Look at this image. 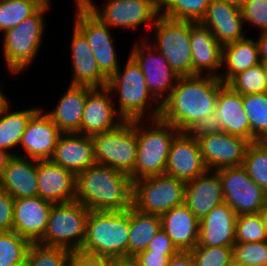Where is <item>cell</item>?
Segmentation results:
<instances>
[{"label":"cell","instance_id":"cell-1","mask_svg":"<svg viewBox=\"0 0 267 266\" xmlns=\"http://www.w3.org/2000/svg\"><path fill=\"white\" fill-rule=\"evenodd\" d=\"M179 77L169 97L161 104L160 119L185 132L195 121L215 113L219 77L205 74Z\"/></svg>","mask_w":267,"mask_h":266},{"label":"cell","instance_id":"cell-2","mask_svg":"<svg viewBox=\"0 0 267 266\" xmlns=\"http://www.w3.org/2000/svg\"><path fill=\"white\" fill-rule=\"evenodd\" d=\"M133 182L125 173L94 164L76 176V197L90 211H124L132 207Z\"/></svg>","mask_w":267,"mask_h":266},{"label":"cell","instance_id":"cell-3","mask_svg":"<svg viewBox=\"0 0 267 266\" xmlns=\"http://www.w3.org/2000/svg\"><path fill=\"white\" fill-rule=\"evenodd\" d=\"M130 208L90 211L80 251L108 258L128 257Z\"/></svg>","mask_w":267,"mask_h":266},{"label":"cell","instance_id":"cell-4","mask_svg":"<svg viewBox=\"0 0 267 266\" xmlns=\"http://www.w3.org/2000/svg\"><path fill=\"white\" fill-rule=\"evenodd\" d=\"M121 72L120 67L108 79L107 88L119 95V109L117 112L124 121L141 120L144 118L150 98L155 101L150 111V119H158L161 114V104L154 98L146 85L145 76L140 65L129 55L126 65ZM150 100V101H149ZM147 107V108H146Z\"/></svg>","mask_w":267,"mask_h":266},{"label":"cell","instance_id":"cell-5","mask_svg":"<svg viewBox=\"0 0 267 266\" xmlns=\"http://www.w3.org/2000/svg\"><path fill=\"white\" fill-rule=\"evenodd\" d=\"M137 120V156L134 166L136 180L164 175L168 155L174 138L180 133L172 125L160 118L153 119L150 128L141 127ZM140 127V128H139Z\"/></svg>","mask_w":267,"mask_h":266},{"label":"cell","instance_id":"cell-6","mask_svg":"<svg viewBox=\"0 0 267 266\" xmlns=\"http://www.w3.org/2000/svg\"><path fill=\"white\" fill-rule=\"evenodd\" d=\"M49 7L47 0L33 15L3 33V55L12 74L22 72L36 57L44 34V13Z\"/></svg>","mask_w":267,"mask_h":266},{"label":"cell","instance_id":"cell-7","mask_svg":"<svg viewBox=\"0 0 267 266\" xmlns=\"http://www.w3.org/2000/svg\"><path fill=\"white\" fill-rule=\"evenodd\" d=\"M97 164L125 173L134 182L137 156V120L125 121L118 128L92 136Z\"/></svg>","mask_w":267,"mask_h":266},{"label":"cell","instance_id":"cell-8","mask_svg":"<svg viewBox=\"0 0 267 266\" xmlns=\"http://www.w3.org/2000/svg\"><path fill=\"white\" fill-rule=\"evenodd\" d=\"M90 210L80 202L53 204L43 237L38 243L78 251L83 245Z\"/></svg>","mask_w":267,"mask_h":266},{"label":"cell","instance_id":"cell-9","mask_svg":"<svg viewBox=\"0 0 267 266\" xmlns=\"http://www.w3.org/2000/svg\"><path fill=\"white\" fill-rule=\"evenodd\" d=\"M192 21L175 20L159 15L155 28L156 43H152L179 76H192L190 25Z\"/></svg>","mask_w":267,"mask_h":266},{"label":"cell","instance_id":"cell-10","mask_svg":"<svg viewBox=\"0 0 267 266\" xmlns=\"http://www.w3.org/2000/svg\"><path fill=\"white\" fill-rule=\"evenodd\" d=\"M185 185L165 174L136 180L133 182L132 207L141 213L161 216L184 204Z\"/></svg>","mask_w":267,"mask_h":266},{"label":"cell","instance_id":"cell-11","mask_svg":"<svg viewBox=\"0 0 267 266\" xmlns=\"http://www.w3.org/2000/svg\"><path fill=\"white\" fill-rule=\"evenodd\" d=\"M80 2L109 28L131 30L146 23L149 29L160 15V4L156 0H107L101 11L91 0H76V3Z\"/></svg>","mask_w":267,"mask_h":266},{"label":"cell","instance_id":"cell-12","mask_svg":"<svg viewBox=\"0 0 267 266\" xmlns=\"http://www.w3.org/2000/svg\"><path fill=\"white\" fill-rule=\"evenodd\" d=\"M76 7L74 26L87 39L100 71L109 79L119 68L110 29L83 2Z\"/></svg>","mask_w":267,"mask_h":266},{"label":"cell","instance_id":"cell-13","mask_svg":"<svg viewBox=\"0 0 267 266\" xmlns=\"http://www.w3.org/2000/svg\"><path fill=\"white\" fill-rule=\"evenodd\" d=\"M219 174L224 202L236 213H259L267 194L247 174L243 166L227 167L216 171Z\"/></svg>","mask_w":267,"mask_h":266},{"label":"cell","instance_id":"cell-14","mask_svg":"<svg viewBox=\"0 0 267 266\" xmlns=\"http://www.w3.org/2000/svg\"><path fill=\"white\" fill-rule=\"evenodd\" d=\"M145 41H142L140 46L135 43L130 55L140 65L148 90L162 104L169 97L179 76L171 69L162 54L151 47L149 40Z\"/></svg>","mask_w":267,"mask_h":266},{"label":"cell","instance_id":"cell-15","mask_svg":"<svg viewBox=\"0 0 267 266\" xmlns=\"http://www.w3.org/2000/svg\"><path fill=\"white\" fill-rule=\"evenodd\" d=\"M207 170L217 171L227 167L242 166L251 142L226 132L197 139Z\"/></svg>","mask_w":267,"mask_h":266},{"label":"cell","instance_id":"cell-16","mask_svg":"<svg viewBox=\"0 0 267 266\" xmlns=\"http://www.w3.org/2000/svg\"><path fill=\"white\" fill-rule=\"evenodd\" d=\"M111 96V92L107 87L92 88L88 92L79 134L93 136L109 132L125 122L120 117L116 107L113 106Z\"/></svg>","mask_w":267,"mask_h":266},{"label":"cell","instance_id":"cell-17","mask_svg":"<svg viewBox=\"0 0 267 266\" xmlns=\"http://www.w3.org/2000/svg\"><path fill=\"white\" fill-rule=\"evenodd\" d=\"M206 171L197 139L180 132L171 144L165 175L187 183Z\"/></svg>","mask_w":267,"mask_h":266},{"label":"cell","instance_id":"cell-18","mask_svg":"<svg viewBox=\"0 0 267 266\" xmlns=\"http://www.w3.org/2000/svg\"><path fill=\"white\" fill-rule=\"evenodd\" d=\"M39 109L28 121L19 145H22L25 158L51 160L57 141L62 134L52 119Z\"/></svg>","mask_w":267,"mask_h":266},{"label":"cell","instance_id":"cell-19","mask_svg":"<svg viewBox=\"0 0 267 266\" xmlns=\"http://www.w3.org/2000/svg\"><path fill=\"white\" fill-rule=\"evenodd\" d=\"M199 23L208 28L222 46L245 38L241 7L225 0H211Z\"/></svg>","mask_w":267,"mask_h":266},{"label":"cell","instance_id":"cell-20","mask_svg":"<svg viewBox=\"0 0 267 266\" xmlns=\"http://www.w3.org/2000/svg\"><path fill=\"white\" fill-rule=\"evenodd\" d=\"M38 196L53 204L75 201L76 176L52 160L38 161Z\"/></svg>","mask_w":267,"mask_h":266},{"label":"cell","instance_id":"cell-21","mask_svg":"<svg viewBox=\"0 0 267 266\" xmlns=\"http://www.w3.org/2000/svg\"><path fill=\"white\" fill-rule=\"evenodd\" d=\"M53 203L39 196L14 199L13 231L38 242L44 235Z\"/></svg>","mask_w":267,"mask_h":266},{"label":"cell","instance_id":"cell-22","mask_svg":"<svg viewBox=\"0 0 267 266\" xmlns=\"http://www.w3.org/2000/svg\"><path fill=\"white\" fill-rule=\"evenodd\" d=\"M51 160L77 176L96 164L92 136L62 133Z\"/></svg>","mask_w":267,"mask_h":266},{"label":"cell","instance_id":"cell-23","mask_svg":"<svg viewBox=\"0 0 267 266\" xmlns=\"http://www.w3.org/2000/svg\"><path fill=\"white\" fill-rule=\"evenodd\" d=\"M190 46L192 52V76L208 75L219 77L217 71L222 65V45L216 40L212 32L193 22L190 25Z\"/></svg>","mask_w":267,"mask_h":266},{"label":"cell","instance_id":"cell-24","mask_svg":"<svg viewBox=\"0 0 267 266\" xmlns=\"http://www.w3.org/2000/svg\"><path fill=\"white\" fill-rule=\"evenodd\" d=\"M236 213L223 202L199 220L197 244L201 246H233L235 243Z\"/></svg>","mask_w":267,"mask_h":266},{"label":"cell","instance_id":"cell-25","mask_svg":"<svg viewBox=\"0 0 267 266\" xmlns=\"http://www.w3.org/2000/svg\"><path fill=\"white\" fill-rule=\"evenodd\" d=\"M37 168V160L12 156L0 177V188L14 199L37 197Z\"/></svg>","mask_w":267,"mask_h":266},{"label":"cell","instance_id":"cell-26","mask_svg":"<svg viewBox=\"0 0 267 266\" xmlns=\"http://www.w3.org/2000/svg\"><path fill=\"white\" fill-rule=\"evenodd\" d=\"M223 202L222 184L216 171L207 170L185 185L184 204L199 220Z\"/></svg>","mask_w":267,"mask_h":266},{"label":"cell","instance_id":"cell-27","mask_svg":"<svg viewBox=\"0 0 267 266\" xmlns=\"http://www.w3.org/2000/svg\"><path fill=\"white\" fill-rule=\"evenodd\" d=\"M71 42L73 77L70 85L106 87L108 78L100 71L85 36L74 26Z\"/></svg>","mask_w":267,"mask_h":266},{"label":"cell","instance_id":"cell-28","mask_svg":"<svg viewBox=\"0 0 267 266\" xmlns=\"http://www.w3.org/2000/svg\"><path fill=\"white\" fill-rule=\"evenodd\" d=\"M160 218L161 228L179 252H190L197 245L199 219L185 204L173 207Z\"/></svg>","mask_w":267,"mask_h":266},{"label":"cell","instance_id":"cell-29","mask_svg":"<svg viewBox=\"0 0 267 266\" xmlns=\"http://www.w3.org/2000/svg\"><path fill=\"white\" fill-rule=\"evenodd\" d=\"M215 114L221 120L223 132L243 137L251 142V129L244 111L242 95L228 84L219 89Z\"/></svg>","mask_w":267,"mask_h":266},{"label":"cell","instance_id":"cell-30","mask_svg":"<svg viewBox=\"0 0 267 266\" xmlns=\"http://www.w3.org/2000/svg\"><path fill=\"white\" fill-rule=\"evenodd\" d=\"M89 86L69 85L55 109L46 114L62 133H78Z\"/></svg>","mask_w":267,"mask_h":266},{"label":"cell","instance_id":"cell-31","mask_svg":"<svg viewBox=\"0 0 267 266\" xmlns=\"http://www.w3.org/2000/svg\"><path fill=\"white\" fill-rule=\"evenodd\" d=\"M261 63L257 42L243 38L222 46V65L226 71L219 74V79L227 84L235 75Z\"/></svg>","mask_w":267,"mask_h":266},{"label":"cell","instance_id":"cell-32","mask_svg":"<svg viewBox=\"0 0 267 266\" xmlns=\"http://www.w3.org/2000/svg\"><path fill=\"white\" fill-rule=\"evenodd\" d=\"M161 229L159 215L145 214L130 208V231L128 257H134L146 250L150 240Z\"/></svg>","mask_w":267,"mask_h":266},{"label":"cell","instance_id":"cell-33","mask_svg":"<svg viewBox=\"0 0 267 266\" xmlns=\"http://www.w3.org/2000/svg\"><path fill=\"white\" fill-rule=\"evenodd\" d=\"M9 104L0 112V149L6 150L20 144L23 133L30 118L40 109L28 108L20 111H11ZM11 111V112H10Z\"/></svg>","mask_w":267,"mask_h":266},{"label":"cell","instance_id":"cell-34","mask_svg":"<svg viewBox=\"0 0 267 266\" xmlns=\"http://www.w3.org/2000/svg\"><path fill=\"white\" fill-rule=\"evenodd\" d=\"M251 129V142L267 140V94L242 95Z\"/></svg>","mask_w":267,"mask_h":266},{"label":"cell","instance_id":"cell-35","mask_svg":"<svg viewBox=\"0 0 267 266\" xmlns=\"http://www.w3.org/2000/svg\"><path fill=\"white\" fill-rule=\"evenodd\" d=\"M47 0H0V32L4 33L33 15Z\"/></svg>","mask_w":267,"mask_h":266},{"label":"cell","instance_id":"cell-36","mask_svg":"<svg viewBox=\"0 0 267 266\" xmlns=\"http://www.w3.org/2000/svg\"><path fill=\"white\" fill-rule=\"evenodd\" d=\"M210 2L211 0H161L160 15L197 23L204 17Z\"/></svg>","mask_w":267,"mask_h":266},{"label":"cell","instance_id":"cell-37","mask_svg":"<svg viewBox=\"0 0 267 266\" xmlns=\"http://www.w3.org/2000/svg\"><path fill=\"white\" fill-rule=\"evenodd\" d=\"M242 166L249 177L267 194V142H251Z\"/></svg>","mask_w":267,"mask_h":266},{"label":"cell","instance_id":"cell-38","mask_svg":"<svg viewBox=\"0 0 267 266\" xmlns=\"http://www.w3.org/2000/svg\"><path fill=\"white\" fill-rule=\"evenodd\" d=\"M31 242L15 231L0 232V266H15L26 259Z\"/></svg>","mask_w":267,"mask_h":266},{"label":"cell","instance_id":"cell-39","mask_svg":"<svg viewBox=\"0 0 267 266\" xmlns=\"http://www.w3.org/2000/svg\"><path fill=\"white\" fill-rule=\"evenodd\" d=\"M70 255L65 248L31 242L25 260L28 266H68Z\"/></svg>","mask_w":267,"mask_h":266},{"label":"cell","instance_id":"cell-40","mask_svg":"<svg viewBox=\"0 0 267 266\" xmlns=\"http://www.w3.org/2000/svg\"><path fill=\"white\" fill-rule=\"evenodd\" d=\"M227 84L241 95L267 92V81L261 63L238 73Z\"/></svg>","mask_w":267,"mask_h":266},{"label":"cell","instance_id":"cell-41","mask_svg":"<svg viewBox=\"0 0 267 266\" xmlns=\"http://www.w3.org/2000/svg\"><path fill=\"white\" fill-rule=\"evenodd\" d=\"M267 240V232L259 213L237 216L235 242L249 243Z\"/></svg>","mask_w":267,"mask_h":266},{"label":"cell","instance_id":"cell-42","mask_svg":"<svg viewBox=\"0 0 267 266\" xmlns=\"http://www.w3.org/2000/svg\"><path fill=\"white\" fill-rule=\"evenodd\" d=\"M195 266H228L233 261V246L196 245L191 251Z\"/></svg>","mask_w":267,"mask_h":266},{"label":"cell","instance_id":"cell-43","mask_svg":"<svg viewBox=\"0 0 267 266\" xmlns=\"http://www.w3.org/2000/svg\"><path fill=\"white\" fill-rule=\"evenodd\" d=\"M233 260L245 266H267V240L233 245Z\"/></svg>","mask_w":267,"mask_h":266},{"label":"cell","instance_id":"cell-44","mask_svg":"<svg viewBox=\"0 0 267 266\" xmlns=\"http://www.w3.org/2000/svg\"><path fill=\"white\" fill-rule=\"evenodd\" d=\"M241 11L244 22L257 26L261 32L267 31V0H247Z\"/></svg>","mask_w":267,"mask_h":266},{"label":"cell","instance_id":"cell-45","mask_svg":"<svg viewBox=\"0 0 267 266\" xmlns=\"http://www.w3.org/2000/svg\"><path fill=\"white\" fill-rule=\"evenodd\" d=\"M221 132H223V129L221 126V120L215 113L207 116L204 119L195 121L185 131V133L188 136H192L196 139L206 136V135L221 133Z\"/></svg>","mask_w":267,"mask_h":266},{"label":"cell","instance_id":"cell-46","mask_svg":"<svg viewBox=\"0 0 267 266\" xmlns=\"http://www.w3.org/2000/svg\"><path fill=\"white\" fill-rule=\"evenodd\" d=\"M14 198L0 188V232L13 231Z\"/></svg>","mask_w":267,"mask_h":266},{"label":"cell","instance_id":"cell-47","mask_svg":"<svg viewBox=\"0 0 267 266\" xmlns=\"http://www.w3.org/2000/svg\"><path fill=\"white\" fill-rule=\"evenodd\" d=\"M111 258L92 255L80 250L72 251L68 266H110Z\"/></svg>","mask_w":267,"mask_h":266},{"label":"cell","instance_id":"cell-48","mask_svg":"<svg viewBox=\"0 0 267 266\" xmlns=\"http://www.w3.org/2000/svg\"><path fill=\"white\" fill-rule=\"evenodd\" d=\"M146 250L158 254H178V249L172 243L170 237L161 228L157 234L150 240Z\"/></svg>","mask_w":267,"mask_h":266},{"label":"cell","instance_id":"cell-49","mask_svg":"<svg viewBox=\"0 0 267 266\" xmlns=\"http://www.w3.org/2000/svg\"><path fill=\"white\" fill-rule=\"evenodd\" d=\"M177 254H158L153 251L144 250L134 256L139 266H166L170 258Z\"/></svg>","mask_w":267,"mask_h":266},{"label":"cell","instance_id":"cell-50","mask_svg":"<svg viewBox=\"0 0 267 266\" xmlns=\"http://www.w3.org/2000/svg\"><path fill=\"white\" fill-rule=\"evenodd\" d=\"M166 266H195V262L190 252H179Z\"/></svg>","mask_w":267,"mask_h":266},{"label":"cell","instance_id":"cell-51","mask_svg":"<svg viewBox=\"0 0 267 266\" xmlns=\"http://www.w3.org/2000/svg\"><path fill=\"white\" fill-rule=\"evenodd\" d=\"M256 42L258 45V50H259L261 61L267 60V31L260 32V36Z\"/></svg>","mask_w":267,"mask_h":266},{"label":"cell","instance_id":"cell-52","mask_svg":"<svg viewBox=\"0 0 267 266\" xmlns=\"http://www.w3.org/2000/svg\"><path fill=\"white\" fill-rule=\"evenodd\" d=\"M110 266H139L134 257L111 258Z\"/></svg>","mask_w":267,"mask_h":266},{"label":"cell","instance_id":"cell-53","mask_svg":"<svg viewBox=\"0 0 267 266\" xmlns=\"http://www.w3.org/2000/svg\"><path fill=\"white\" fill-rule=\"evenodd\" d=\"M11 157L12 155L9 152L0 149V177L2 176L3 170Z\"/></svg>","mask_w":267,"mask_h":266},{"label":"cell","instance_id":"cell-54","mask_svg":"<svg viewBox=\"0 0 267 266\" xmlns=\"http://www.w3.org/2000/svg\"><path fill=\"white\" fill-rule=\"evenodd\" d=\"M259 215L261 216L262 222L267 232V199L265 200L262 208L259 210Z\"/></svg>","mask_w":267,"mask_h":266},{"label":"cell","instance_id":"cell-55","mask_svg":"<svg viewBox=\"0 0 267 266\" xmlns=\"http://www.w3.org/2000/svg\"><path fill=\"white\" fill-rule=\"evenodd\" d=\"M9 104V101L7 100V97H5V94L2 93L0 89V112Z\"/></svg>","mask_w":267,"mask_h":266},{"label":"cell","instance_id":"cell-56","mask_svg":"<svg viewBox=\"0 0 267 266\" xmlns=\"http://www.w3.org/2000/svg\"><path fill=\"white\" fill-rule=\"evenodd\" d=\"M225 1L241 7L247 0H225Z\"/></svg>","mask_w":267,"mask_h":266},{"label":"cell","instance_id":"cell-57","mask_svg":"<svg viewBox=\"0 0 267 266\" xmlns=\"http://www.w3.org/2000/svg\"><path fill=\"white\" fill-rule=\"evenodd\" d=\"M261 65L264 69V73H265V77H266V81H267V60H262Z\"/></svg>","mask_w":267,"mask_h":266},{"label":"cell","instance_id":"cell-58","mask_svg":"<svg viewBox=\"0 0 267 266\" xmlns=\"http://www.w3.org/2000/svg\"><path fill=\"white\" fill-rule=\"evenodd\" d=\"M228 266H245V265L239 264L233 260Z\"/></svg>","mask_w":267,"mask_h":266},{"label":"cell","instance_id":"cell-59","mask_svg":"<svg viewBox=\"0 0 267 266\" xmlns=\"http://www.w3.org/2000/svg\"><path fill=\"white\" fill-rule=\"evenodd\" d=\"M15 266H28V264H27V261L24 260L22 263L17 264V265H15Z\"/></svg>","mask_w":267,"mask_h":266}]
</instances>
